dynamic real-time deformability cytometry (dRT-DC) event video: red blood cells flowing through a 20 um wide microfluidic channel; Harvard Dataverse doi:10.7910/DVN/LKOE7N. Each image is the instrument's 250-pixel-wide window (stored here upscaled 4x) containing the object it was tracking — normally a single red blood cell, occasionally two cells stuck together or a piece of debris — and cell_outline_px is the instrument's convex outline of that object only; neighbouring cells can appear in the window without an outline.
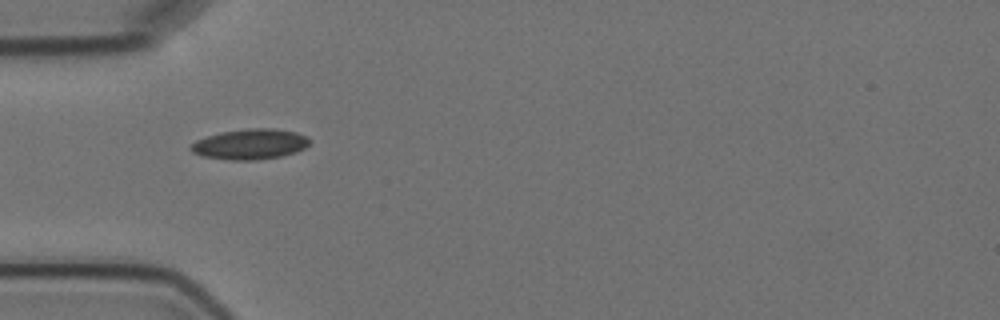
{"species": "Egyptian fruit bat (a non-hibernating species)", "species_latin": "Rousettus aegyptiacus", "temperature_condition": "cold", "stored_images_in_passage": 7, "camera_frame_rate_fps": 3000, "um_per_image_px": 0.085, "animal": {"sex": "female"}, "frame": {"image": 1, "passage_image": 5, "time_ms": 4.333, "image_size_px": [1000, 320], "cell_outline_px": [[312, 140], [304, 148], [296, 152], [280, 156], [256, 160], [228, 160], [200, 156], [192, 152], [188, 148], [196, 140], [220, 132], [248, 128], [272, 128], [296, 132]], "centroid_in_image_um": [21.23, 12.26], "position_along_channel_um": 63.8, "area_um2": 21.1}}
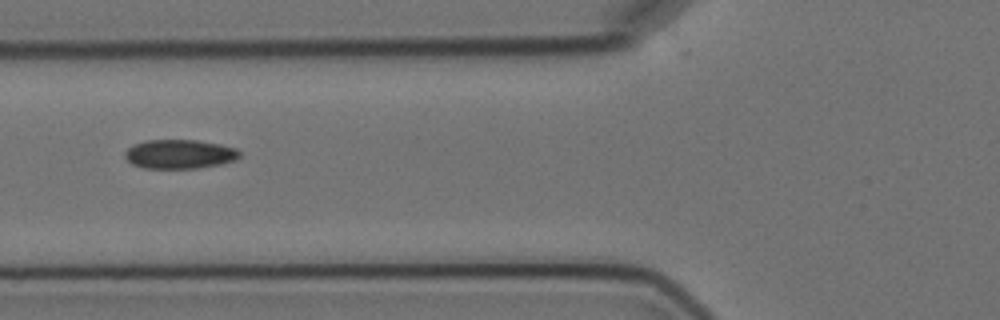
{"frame": {"image": 2, "passage_image": 6, "time_ms": 5.667, "image_size_px": [1000, 320], "cell_outline_px": [[240, 156], [236, 160], [220, 164], [196, 168], [144, 168], [132, 164], [124, 156], [124, 152], [132, 144], [144, 140], [196, 140], [220, 144], [236, 148], [240, 152]], "centroid_in_image_um": [15.24, 13.09], "position_along_channel_um": 110.6, "area_um2": 19.54}}
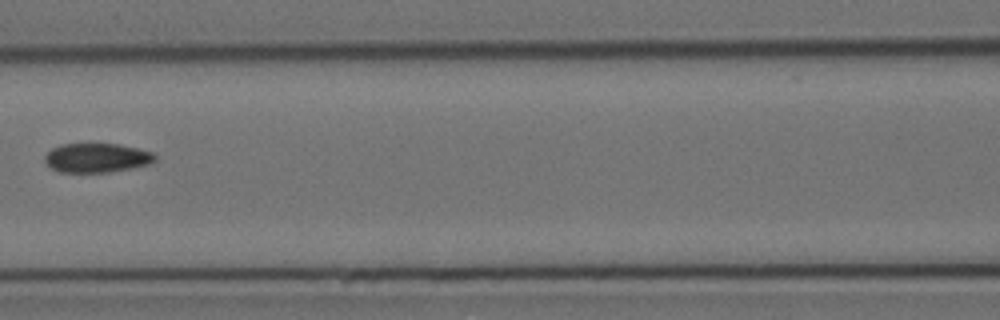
{"frame": {"image": 3, "passage_image": 7, "time_ms": 7.0, "image_size_px": [1000, 320], "cell_outline_px": [[156, 160], [152, 164], [132, 168], [108, 172], [60, 172], [52, 168], [44, 160], [44, 156], [52, 148], [60, 144], [120, 144], [152, 152], [156, 156]], "centroid_in_image_um": [8.25, 13.41], "position_along_channel_um": 158.4, "area_um2": 18.79}}